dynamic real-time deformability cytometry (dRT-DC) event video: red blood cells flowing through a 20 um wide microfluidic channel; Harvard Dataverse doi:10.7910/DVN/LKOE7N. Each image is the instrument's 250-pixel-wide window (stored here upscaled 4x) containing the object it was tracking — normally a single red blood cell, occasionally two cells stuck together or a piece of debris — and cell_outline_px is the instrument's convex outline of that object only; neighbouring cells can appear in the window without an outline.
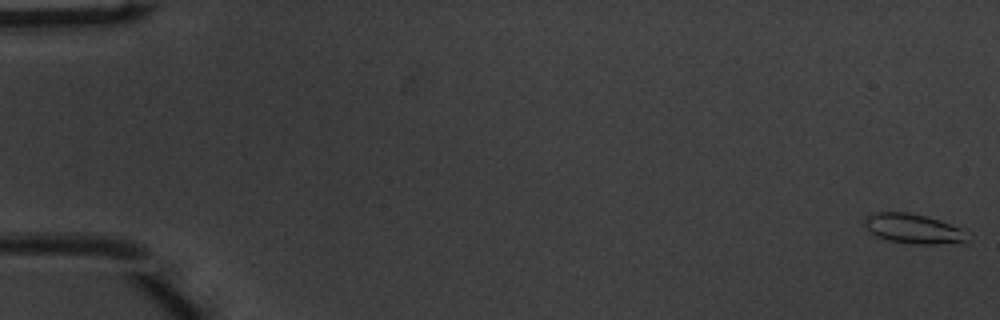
{"species": "common noctule bat (a hibernating species)", "species_latin": "Nyctalus noctula", "temperature_condition": "warm", "stored_images_in_passage": 53, "camera_frame_rate_fps": 3000, "um_per_image_px": 0.085, "animal": {"sex": "male", "body_mass_g": 20.1, "forearm_length_mm": 53.5}, "frame": {"image": 1, "passage_image": 1, "time_ms": 0.0, "image_size_px": [1000, 320], "cell_outline_px": [[968, 240], [964, 244], [912, 244], [888, 240], [876, 236], [860, 224], [864, 216], [872, 212], [908, 212], [940, 220], [960, 228]], "centroid_in_image_um": [77.56, 19.44], "position_along_channel_um": 7.4, "area_um2": 18.15}}
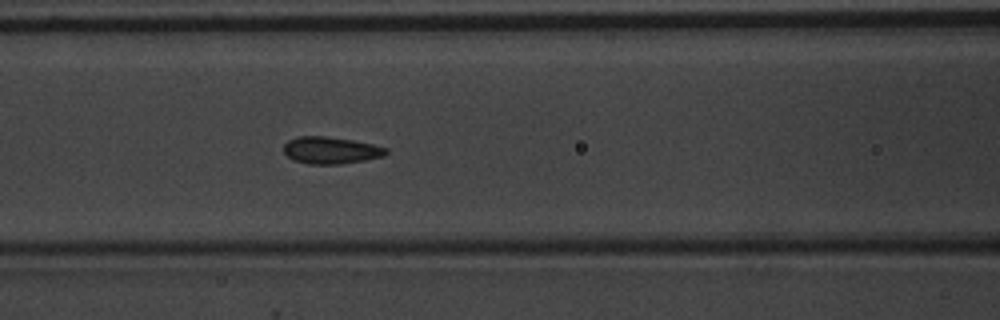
{"frame": {"image": 2, "passage_image": 23, "time_ms": 7.333, "image_size_px": [1000, 320], "cell_outline_px": [[388, 152], [384, 156], [364, 160], [340, 164], [308, 164], [292, 160], [284, 152], [284, 144], [288, 140], [296, 136], [324, 136], [352, 140], [372, 144], [388, 148]], "centroid_in_image_um": [28.1, 12.77], "position_along_channel_um": 138.5, "area_um2": 16.13}}
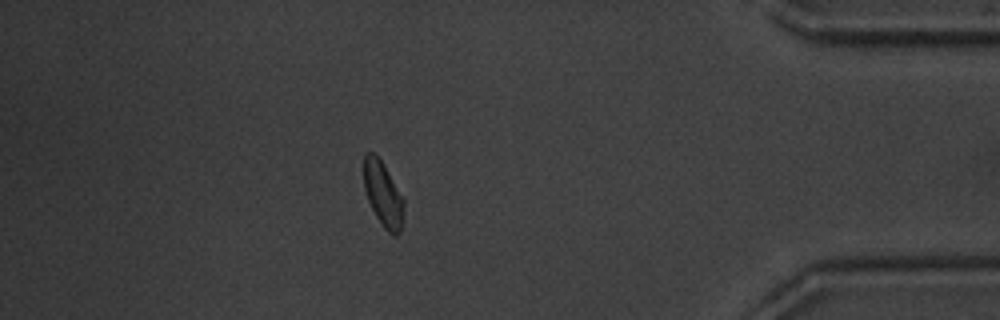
{"frame": {"image": 3, "passage_image": 46, "time_ms": 15.0, "image_size_px": [1000, 320], "cell_outline_px": [[404, 204], [400, 232], [396, 236], [392, 236], [384, 228], [376, 216], [368, 200], [364, 188], [364, 152], [372, 152], [380, 160], [404, 196]], "centroid_in_image_um": [32.57, 16.52], "position_along_channel_um": 402.6, "area_um2": 15.09}, "authors_computed_cell_mechanics": {"area_um2": 15.895, "velocity_mm_per_s": 3.9375, "shape_relaxation_time_tau1_ms": 1.9498, "shape_relaxation_time_tau2_ms": 1.0642, "deformation_change_tau1": 0.0711, "deformation_change_tau2": 0.0465}}